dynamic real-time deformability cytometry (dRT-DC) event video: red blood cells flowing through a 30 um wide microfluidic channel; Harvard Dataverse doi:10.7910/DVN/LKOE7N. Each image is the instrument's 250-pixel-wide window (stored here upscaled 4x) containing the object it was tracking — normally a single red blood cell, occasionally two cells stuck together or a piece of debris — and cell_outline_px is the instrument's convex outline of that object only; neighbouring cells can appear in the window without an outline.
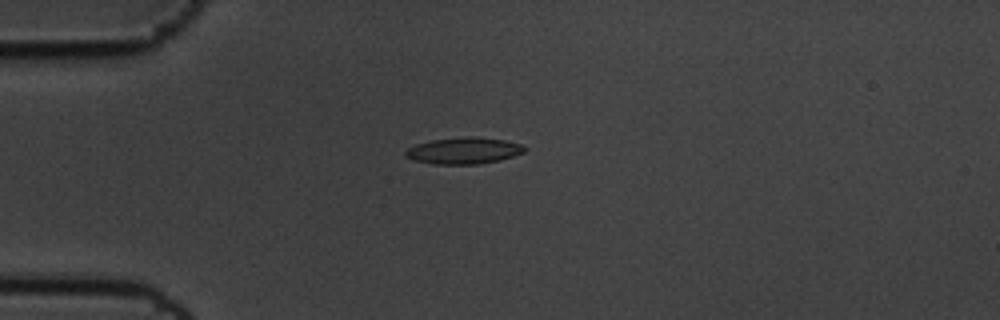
{"species": "common noctule bat (a hibernating species)", "species_latin": "Nyctalus noctula", "temperature_condition": "cold", "stored_images_in_passage": 6, "camera_frame_rate_fps": 3000, "um_per_image_px": 0.085, "animal": {"sex": "male", "body_mass_g": 19.5, "forearm_length_mm": 54.6}, "frame": {"image": 1, "passage_image": 4, "time_ms": 1.0, "image_size_px": [1000, 320], "cell_outline_px": [[528, 148], [524, 152], [500, 160], [480, 164], [432, 164], [416, 160], [404, 156], [404, 152], [408, 148], [416, 144], [432, 140], [472, 136], [476, 136], [504, 140], [524, 144]], "centroid_in_image_um": [39.46, 12.8], "position_along_channel_um": 45.5, "area_um2": 18.44}}
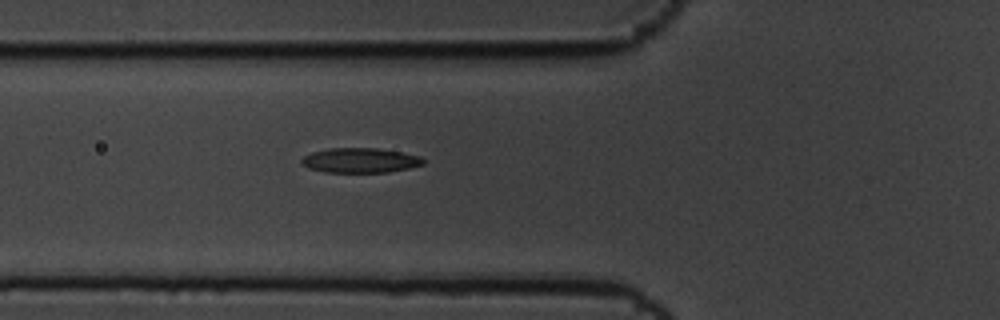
{"frame": {"image": 2, "passage_image": 6, "time_ms": 1.667, "image_size_px": [1000, 320], "cell_outline_px": [[424, 164], [408, 168], [388, 172], [324, 172], [308, 168], [300, 160], [304, 156], [312, 152], [328, 148], [376, 148], [400, 152], [420, 156], [424, 160]], "centroid_in_image_um": [30.6, 13.63], "position_along_channel_um": 95.2, "area_um2": 17.46}}